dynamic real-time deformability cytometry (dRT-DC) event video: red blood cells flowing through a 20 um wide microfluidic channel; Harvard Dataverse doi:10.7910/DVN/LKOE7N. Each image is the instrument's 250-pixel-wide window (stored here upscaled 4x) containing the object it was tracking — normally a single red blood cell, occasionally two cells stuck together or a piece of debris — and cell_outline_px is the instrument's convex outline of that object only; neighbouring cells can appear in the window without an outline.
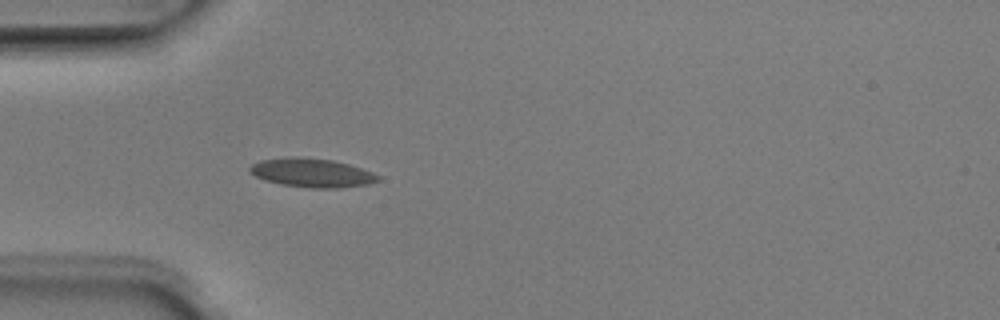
{"species": "Egyptian fruit bat (a non-hibernating species)", "species_latin": "Rousettus aegyptiacus", "temperature_condition": "room temperature", "stored_images_in_passage": 3, "camera_frame_rate_fps": 3000, "um_per_image_px": 0.085, "animal": {"sex": "male"}, "frame": {"image": 1, "passage_image": 3, "time_ms": 0.667, "image_size_px": [1000, 320], "cell_outline_px": [[380, 180], [368, 184], [336, 188], [308, 188], [280, 184], [264, 180], [248, 172], [248, 168], [252, 164], [260, 160], [296, 156], [332, 160], [348, 164], [372, 172], [380, 176]], "centroid_in_image_um": [26.48, 14.69], "position_along_channel_um": 58.5, "area_um2": 21.56}}